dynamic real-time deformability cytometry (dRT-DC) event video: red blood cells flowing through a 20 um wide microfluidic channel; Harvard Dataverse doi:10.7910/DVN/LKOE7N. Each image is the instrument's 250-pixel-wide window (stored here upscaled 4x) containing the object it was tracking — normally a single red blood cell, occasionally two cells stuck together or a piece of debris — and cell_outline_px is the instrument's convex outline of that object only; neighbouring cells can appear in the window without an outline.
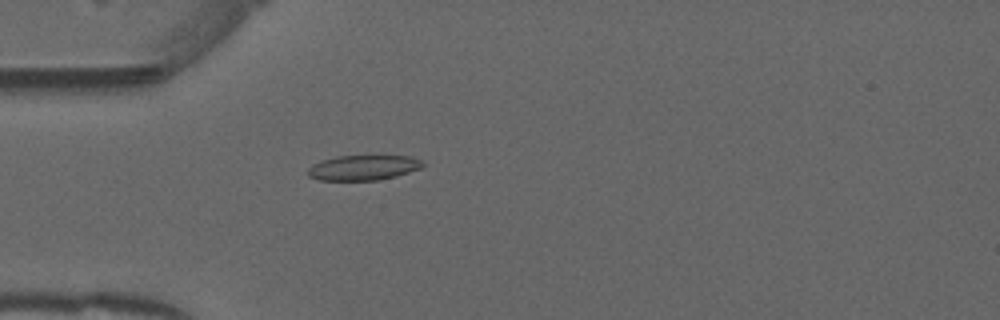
{"species": "common noctule bat (a hibernating species)", "species_latin": "Nyctalus noctula", "temperature_condition": "warm", "stored_images_in_passage": 52, "camera_frame_rate_fps": 3000, "um_per_image_px": 0.085, "animal": {"sex": "male", "forearm_length_mm": 52.5}, "frame": {"image": 1, "passage_image": 15, "time_ms": 4.667, "image_size_px": [1000, 320], "cell_outline_px": [[424, 164], [420, 168], [396, 176], [376, 180], [320, 180], [308, 176], [308, 168], [312, 164], [320, 160], [336, 156], [408, 156], [424, 160]], "centroid_in_image_um": [30.86, 14.24], "position_along_channel_um": 54.1, "area_um2": 16.76}}
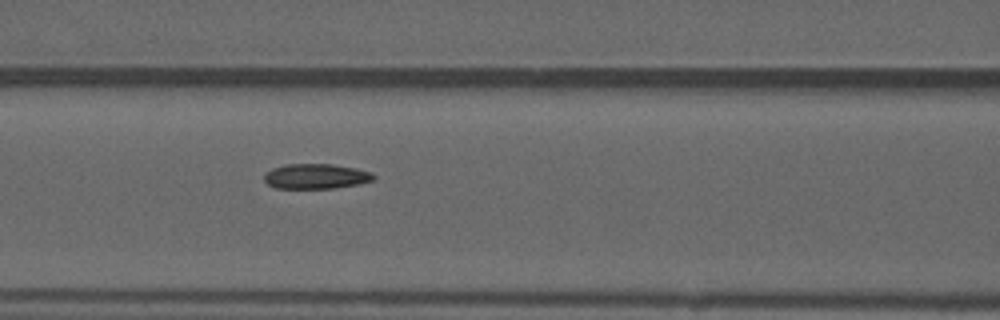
{"frame": {"image": 2, "passage_image": 22, "time_ms": 7.0, "image_size_px": [1000, 320], "cell_outline_px": [[376, 176], [372, 180], [356, 184], [332, 188], [276, 188], [268, 184], [264, 180], [264, 172], [272, 168], [284, 164], [332, 164], [356, 168], [372, 172]], "centroid_in_image_um": [26.82, 14.97], "position_along_channel_um": 139.8, "area_um2": 15.95}}
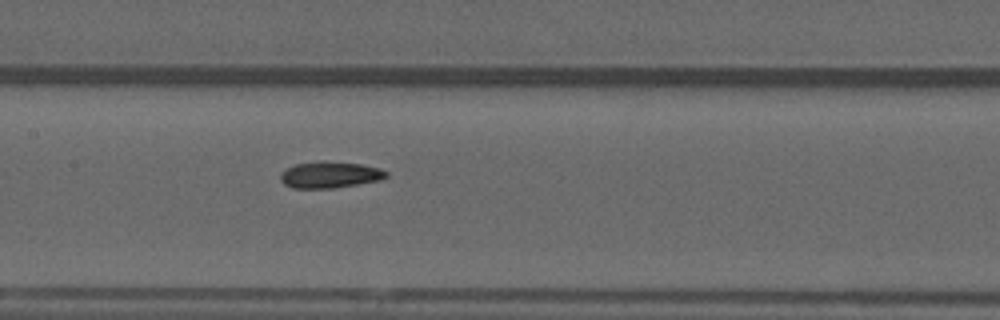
{"frame": {"image": 3, "passage_image": 25, "time_ms": 8.0, "image_size_px": [1000, 320], "cell_outline_px": [[388, 176], [380, 180], [332, 188], [292, 188], [284, 184], [280, 180], [280, 172], [296, 164], [320, 160], [360, 164], [380, 168], [388, 172]], "centroid_in_image_um": [28.02, 14.85], "position_along_channel_um": 179.4, "area_um2": 16.3}, "authors_computed_cell_mechanics": {"area_um2": 16.1551, "velocity_mm_per_s": 3.9604, "shape_relaxation_time_tau1_ms": null, "shape_relaxation_time_tau2_ms": 2.5625, "deformation_change_tau1": null, "deformation_change_tau2": 0.069}}